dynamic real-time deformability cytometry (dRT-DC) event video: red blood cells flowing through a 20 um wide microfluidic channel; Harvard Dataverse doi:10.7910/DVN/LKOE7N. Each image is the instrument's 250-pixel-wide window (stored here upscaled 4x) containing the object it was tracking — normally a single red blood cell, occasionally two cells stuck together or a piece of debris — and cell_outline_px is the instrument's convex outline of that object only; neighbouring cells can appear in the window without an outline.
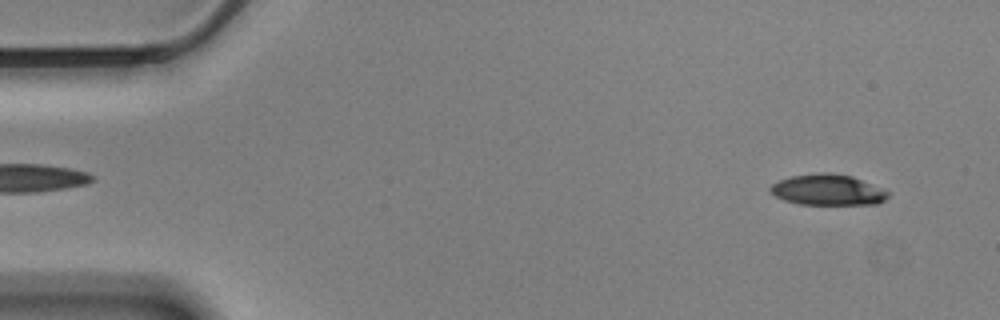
{"species": "Egyptian fruit bat (a non-hibernating species)", "species_latin": "Rousettus aegyptiacus", "temperature_condition": "cold", "stored_images_in_passage": 57, "camera_frame_rate_fps": 3000, "um_per_image_px": 0.085, "animal": {"sex": "male"}, "frame": {"image": 1, "passage_image": 4, "time_ms": 1.0, "image_size_px": [1000, 320], "cell_outline_px": [[888, 196], [884, 200], [876, 204], [800, 204], [784, 200], [776, 196], [768, 188], [772, 184], [780, 180], [792, 176], [824, 172], [828, 172], [852, 176], [888, 192]], "centroid_in_image_um": [70.33, 16.14], "position_along_channel_um": 14.7, "area_um2": 20.75}}
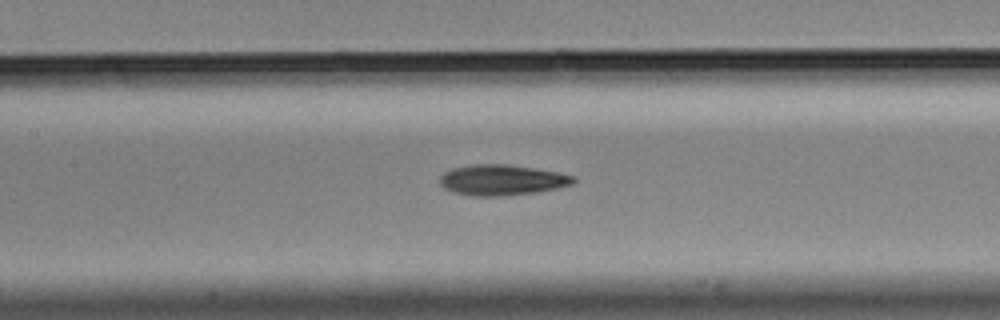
{"frame": {"image": 2, "passage_image": 26, "time_ms": 8.333, "image_size_px": [1000, 320], "cell_outline_px": [[576, 180], [572, 184], [556, 188], [536, 192], [500, 196], [472, 196], [452, 192], [444, 188], [440, 184], [440, 176], [444, 172], [452, 168], [472, 164], [508, 164], [556, 172], [576, 176]], "centroid_in_image_um": [42.63, 15.3], "position_along_channel_um": 164.8, "area_um2": 23.81}}
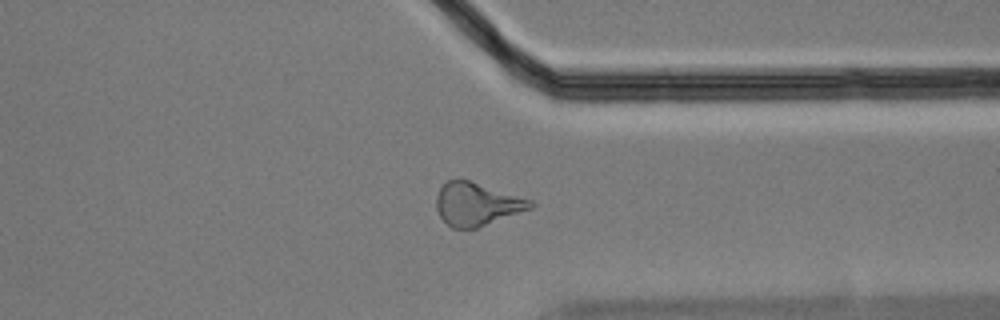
{"frame": {"image": 3, "passage_image": 44, "time_ms": 14.333, "image_size_px": [1000, 320], "cell_outline_px": [[536, 204], [532, 208], [476, 228], [452, 228], [440, 216], [436, 208], [436, 196], [440, 188], [448, 180], [468, 180], [532, 200]], "centroid_in_image_um": [40.52, 17.35], "position_along_channel_um": 370.9, "area_um2": 23.18}, "authors_computed_cell_mechanics": {"area_um2": 22.9466, "velocity_mm_per_s": 3.4673, "shape_relaxation_time_tau1_ms": 5.5474, "shape_relaxation_time_tau2_ms": 5.5341, "deformation_change_tau1": 0.1505, "deformation_change_tau2": 0.1546}}